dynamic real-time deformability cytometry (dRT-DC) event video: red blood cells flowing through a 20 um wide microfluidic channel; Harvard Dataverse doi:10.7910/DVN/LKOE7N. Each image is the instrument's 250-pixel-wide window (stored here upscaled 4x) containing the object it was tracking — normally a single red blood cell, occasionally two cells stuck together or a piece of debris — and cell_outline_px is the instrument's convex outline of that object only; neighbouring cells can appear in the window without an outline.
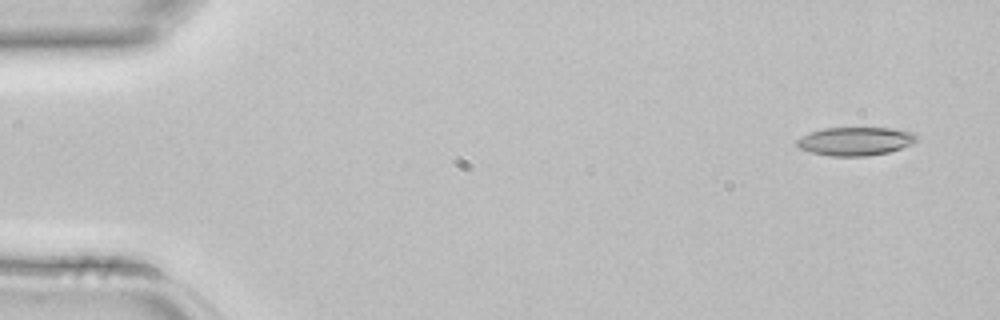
{"species": "common noctule bat (a hibernating species)", "species_latin": "Nyctalus noctula", "temperature_condition": "room temperature", "stored_images_in_passage": 5, "camera_frame_rate_fps": 3000, "um_per_image_px": 0.085, "animal": {"sex": "female", "body_mass_g": 22.7, "forearm_length_mm": 54.2}, "frame": {"image": 1, "passage_image": 1, "time_ms": 0.0, "image_size_px": [1000, 320], "cell_outline_px": [[916, 140], [912, 144], [888, 152], [868, 156], [832, 156], [812, 152], [800, 148], [796, 144], [796, 140], [800, 136], [808, 132], [824, 128], [892, 128], [912, 132], [916, 136]], "centroid_in_image_um": [72.67, 12.0], "position_along_channel_um": 12.3, "area_um2": 19.77}}
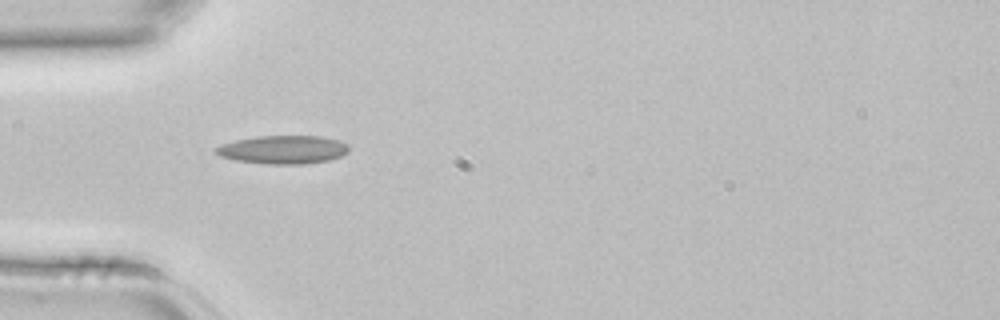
{"frame": {"image": 2, "passage_image": 4, "time_ms": 1.0, "image_size_px": [1000, 320], "cell_outline_px": [[348, 152], [340, 156], [328, 160], [304, 164], [264, 164], [236, 160], [220, 156], [212, 152], [212, 148], [236, 140], [256, 136], [320, 136], [340, 140], [348, 144]], "centroid_in_image_um": [24.04, 12.72], "position_along_channel_um": 61.0, "area_um2": 22.08}}